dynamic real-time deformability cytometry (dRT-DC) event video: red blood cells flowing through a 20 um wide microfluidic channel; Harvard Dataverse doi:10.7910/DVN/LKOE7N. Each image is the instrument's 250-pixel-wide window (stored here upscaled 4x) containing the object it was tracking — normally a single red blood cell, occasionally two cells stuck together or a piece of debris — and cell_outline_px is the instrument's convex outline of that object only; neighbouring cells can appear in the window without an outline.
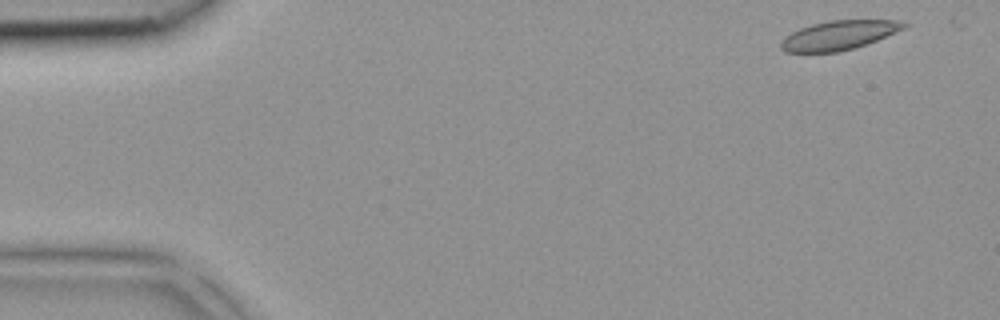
{"species": "common noctule bat (a hibernating species)", "species_latin": "Nyctalus noctula", "temperature_condition": "room temperature", "stored_images_in_passage": 18, "camera_frame_rate_fps": 3000, "um_per_image_px": 0.085, "animal": {"sex": "female", "body_mass_g": 18.4}, "frame": {"image": 1, "passage_image": 2, "time_ms": 0.333, "image_size_px": [1000, 320], "cell_outline_px": [[908, 24], [904, 28], [876, 40], [852, 48], [836, 52], [784, 52], [780, 48], [780, 44], [792, 32], [800, 28], [812, 24], [828, 20], [896, 20]], "centroid_in_image_um": [71.27, 2.99], "position_along_channel_um": 13.7, "area_um2": 20.46}}
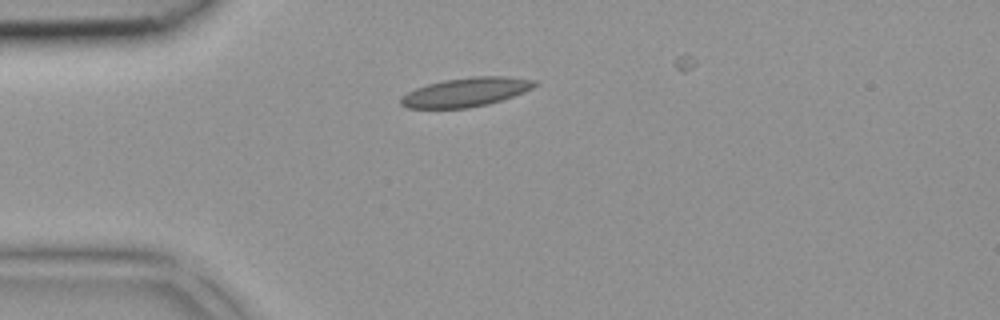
{"frame": {"image": 2, "passage_image": 10, "time_ms": 3.0, "image_size_px": [1000, 320], "cell_outline_px": [[540, 84], [524, 92], [488, 104], [468, 108], [408, 108], [400, 104], [400, 96], [416, 88], [428, 84], [444, 80], [476, 76], [504, 76], [536, 80]], "centroid_in_image_um": [39.61, 7.83], "position_along_channel_um": 45.4, "area_um2": 22.54}}
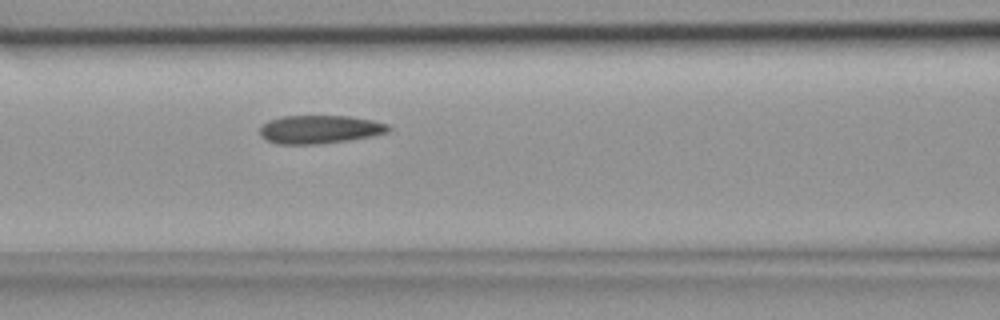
{"frame": {"image": 3, "passage_image": 17, "time_ms": 5.333, "image_size_px": [1000, 320], "cell_outline_px": [[392, 128], [388, 132], [372, 136], [348, 140], [320, 144], [276, 144], [264, 140], [260, 136], [260, 128], [268, 120], [280, 116], [348, 116], [372, 120], [388, 124]], "centroid_in_image_um": [27.15, 11.0], "position_along_channel_um": 139.5, "area_um2": 21.39}}